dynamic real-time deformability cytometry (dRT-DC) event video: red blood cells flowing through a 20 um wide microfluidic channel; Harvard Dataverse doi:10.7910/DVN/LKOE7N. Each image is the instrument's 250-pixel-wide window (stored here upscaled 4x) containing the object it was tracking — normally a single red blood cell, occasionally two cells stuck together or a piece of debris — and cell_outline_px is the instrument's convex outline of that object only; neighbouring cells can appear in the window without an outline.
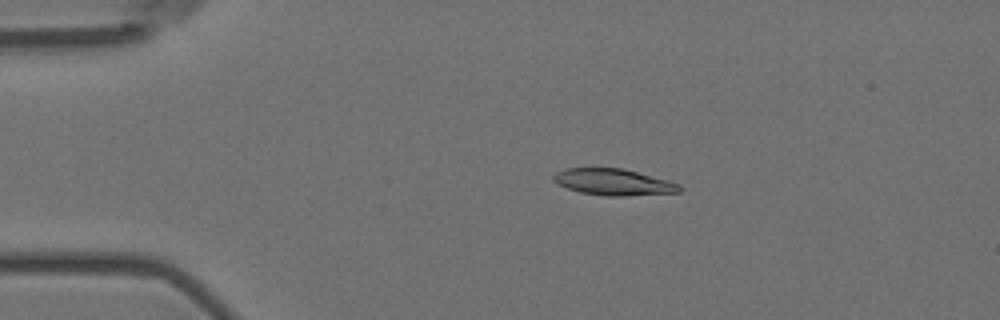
{"species": "Egyptian fruit bat (a non-hibernating species)", "species_latin": "Rousettus aegyptiacus", "temperature_condition": "room temperature", "stored_images_in_passage": 5, "camera_frame_rate_fps": 3000, "um_per_image_px": 0.085, "animal": {"sex": "female"}, "frame": {"image": 1, "passage_image": 3, "time_ms": 0.667, "image_size_px": [1000, 320], "cell_outline_px": [[680, 192], [624, 196], [604, 196], [580, 192], [556, 184], [552, 180], [552, 176], [556, 172], [564, 168], [624, 168], [668, 180], [680, 184]], "centroid_in_image_um": [52.11, 15.47], "position_along_channel_um": 32.9, "area_um2": 19.54}}
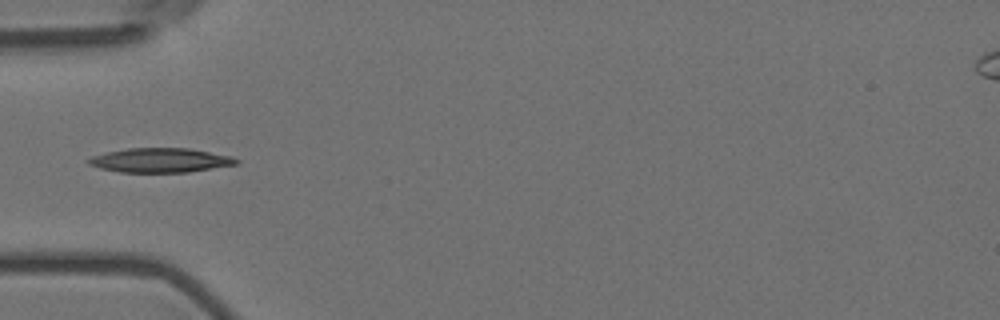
{"frame": {"image": 2, "passage_image": 5, "time_ms": 1.333, "image_size_px": [1000, 320], "cell_outline_px": [[240, 164], [188, 172], [120, 172], [100, 168], [88, 164], [84, 160], [92, 156], [108, 152], [128, 148], [188, 148], [232, 156], [240, 160]], "centroid_in_image_um": [13.65, 13.62], "position_along_channel_um": 71.4, "area_um2": 21.04}}